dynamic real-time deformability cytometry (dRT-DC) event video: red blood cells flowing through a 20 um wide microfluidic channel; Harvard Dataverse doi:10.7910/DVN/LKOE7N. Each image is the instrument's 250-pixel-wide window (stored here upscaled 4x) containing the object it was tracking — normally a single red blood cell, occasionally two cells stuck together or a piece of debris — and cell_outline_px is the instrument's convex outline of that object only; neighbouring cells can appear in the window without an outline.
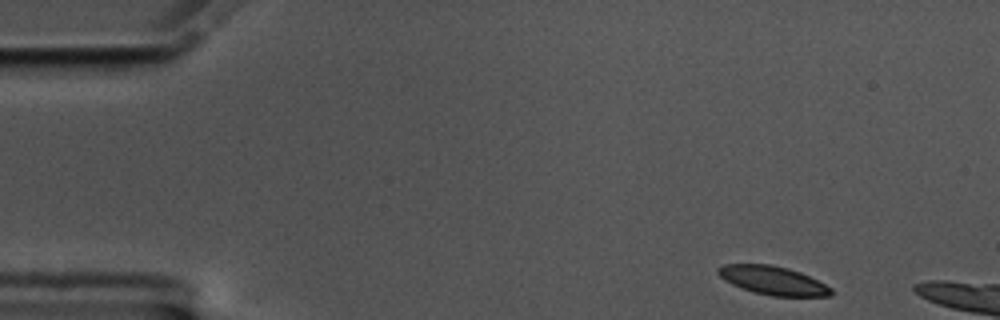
{"species": "common noctule bat (a hibernating species)", "species_latin": "Nyctalus noctula", "temperature_condition": "cold", "stored_images_in_passage": 6, "camera_frame_rate_fps": 3000, "um_per_image_px": 0.085, "animal": {"sex": "male", "body_mass_g": 17.5, "forearm_length_mm": 52.3}, "frame": {"image": 1, "passage_image": 1, "time_ms": 0.0, "image_size_px": [1000, 320], "cell_outline_px": [[836, 292], [832, 296], [772, 296], [740, 288], [732, 284], [720, 276], [716, 272], [716, 268], [724, 264], [768, 264], [788, 268], [800, 272], [832, 288]], "centroid_in_image_um": [65.71, 23.84], "position_along_channel_um": 19.3, "area_um2": 18.79}}